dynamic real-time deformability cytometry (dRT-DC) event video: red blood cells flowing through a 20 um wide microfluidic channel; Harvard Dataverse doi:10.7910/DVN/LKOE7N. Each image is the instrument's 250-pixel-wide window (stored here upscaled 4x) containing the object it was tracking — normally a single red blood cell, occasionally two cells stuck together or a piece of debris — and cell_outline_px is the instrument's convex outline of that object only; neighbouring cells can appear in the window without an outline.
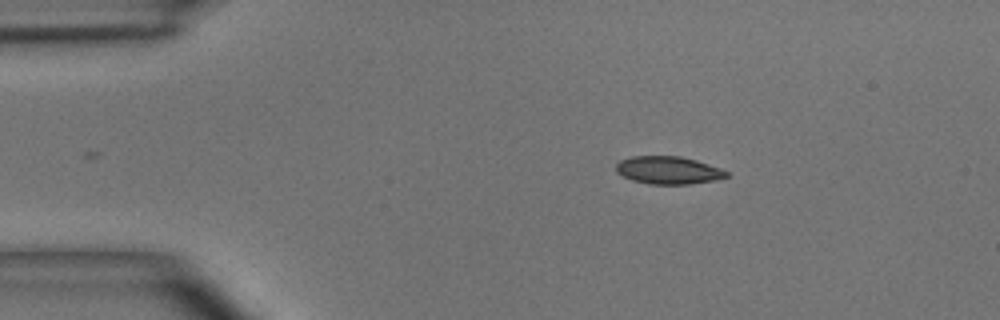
{"species": "common noctule bat (a hibernating species)", "species_latin": "Nyctalus noctula", "temperature_condition": "room temperature", "stored_images_in_passage": 5, "camera_frame_rate_fps": 3000, "um_per_image_px": 0.085, "animal": {"sex": "male", "body_mass_g": 15.6}, "frame": {"image": 1, "passage_image": 1, "time_ms": 0.0, "image_size_px": [1000, 320], "cell_outline_px": [[728, 176], [712, 180], [688, 184], [648, 184], [632, 180], [616, 172], [616, 164], [620, 160], [632, 156], [680, 156], [696, 160], [720, 168], [728, 172]], "centroid_in_image_um": [56.77, 14.46], "position_along_channel_um": 28.2, "area_um2": 17.69}}
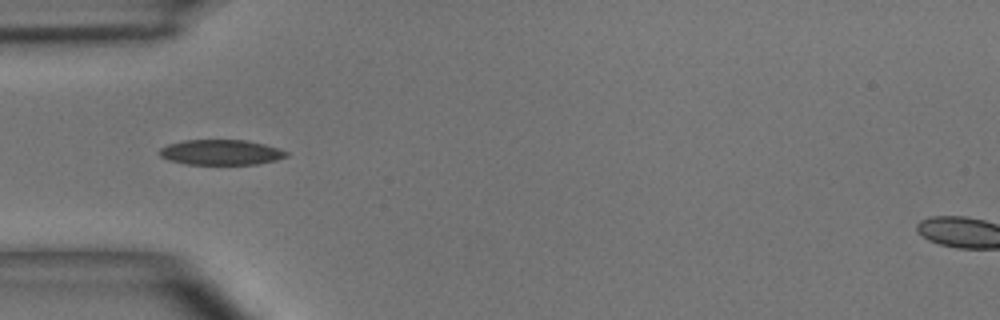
{"frame": {"image": 2, "passage_image": 3, "time_ms": 2.333, "image_size_px": [1000, 320], "cell_outline_px": [[288, 156], [276, 160], [256, 164], [184, 164], [168, 160], [160, 156], [160, 148], [168, 144], [184, 140], [248, 140], [280, 148], [288, 152]], "centroid_in_image_um": [18.79, 12.94], "position_along_channel_um": 66.2, "area_um2": 18.73}}
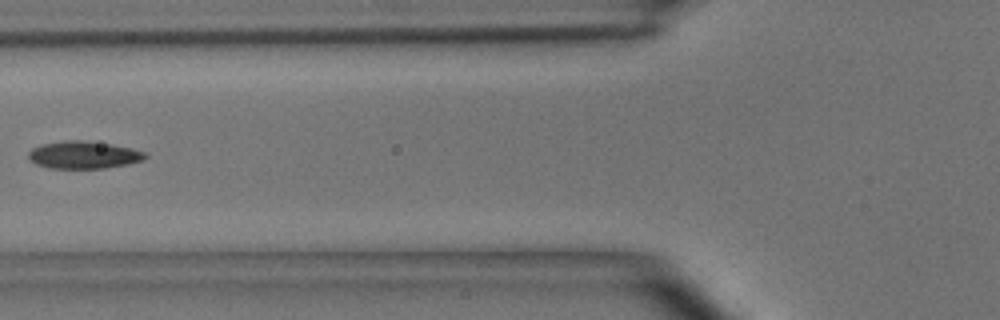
{"frame": {"image": 3, "passage_image": 4, "time_ms": 3.667, "image_size_px": [1000, 320], "cell_outline_px": [[148, 156], [144, 160], [128, 164], [104, 168], [48, 168], [36, 164], [28, 160], [28, 152], [32, 148], [40, 144], [64, 140], [80, 140], [112, 144], [132, 148], [144, 152]], "centroid_in_image_um": [7.08, 13.16], "position_along_channel_um": 118.7, "area_um2": 18.84}}